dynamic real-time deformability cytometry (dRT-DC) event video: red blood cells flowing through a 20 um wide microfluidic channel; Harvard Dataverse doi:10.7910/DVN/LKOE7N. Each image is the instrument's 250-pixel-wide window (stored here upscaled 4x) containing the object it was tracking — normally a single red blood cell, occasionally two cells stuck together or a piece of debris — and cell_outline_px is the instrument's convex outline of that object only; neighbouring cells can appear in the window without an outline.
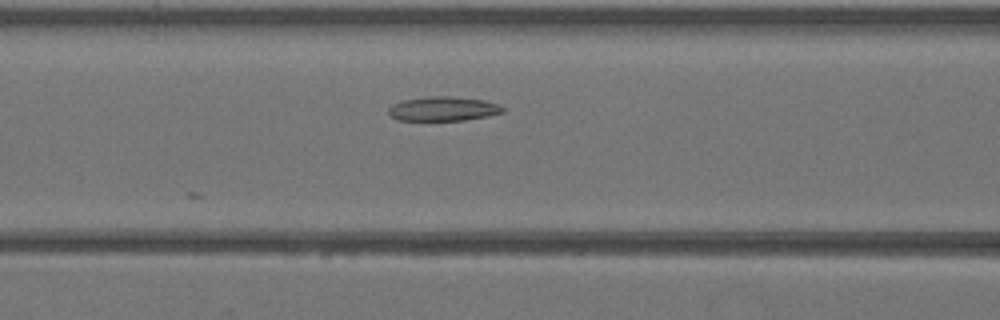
{"species": "Egyptian fruit bat (a non-hibernating species)", "species_latin": "Rousettus aegyptiacus", "temperature_condition": "warm", "stored_images_in_passage": 30, "camera_frame_rate_fps": 3000, "um_per_image_px": 0.085, "animal": {"sex": "female"}, "frame": {"image": 1, "passage_image": 11, "time_ms": 3.333, "image_size_px": [1000, 320], "cell_outline_px": [[504, 112], [488, 116], [464, 120], [396, 120], [388, 112], [388, 108], [392, 104], [404, 100], [428, 96], [452, 96], [484, 100], [500, 104], [504, 108]], "centroid_in_image_um": [37.69, 9.24], "position_along_channel_um": 128.9, "area_um2": 16.24}}
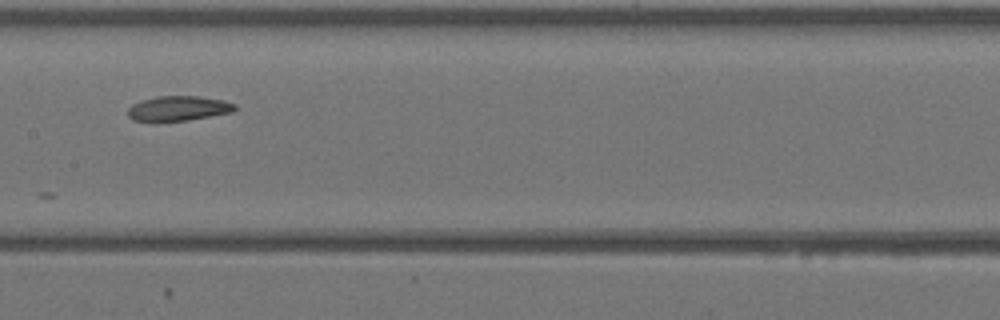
{"frame": {"image": 2, "passage_image": 15, "time_ms": 4.667, "image_size_px": [1000, 320], "cell_outline_px": [[236, 108], [232, 112], [188, 120], [156, 124], [152, 124], [132, 120], [128, 116], [128, 108], [132, 104], [140, 100], [156, 96], [200, 96], [224, 100], [236, 104]], "centroid_in_image_um": [15.08, 9.25], "position_along_channel_um": 192.3, "area_um2": 16.24}}
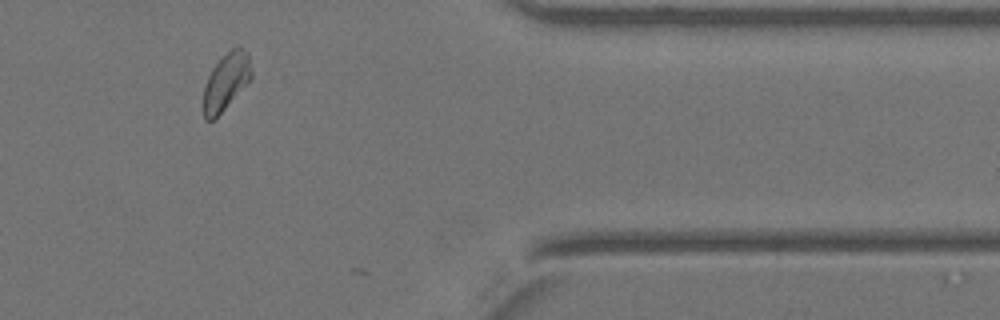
{"frame": {"image": 3, "passage_image": 29, "time_ms": 9.333, "image_size_px": [1000, 320], "cell_outline_px": [[252, 76], [224, 108], [212, 120], [204, 120], [204, 84], [212, 68], [232, 48], [240, 48], [248, 52], [252, 72]], "centroid_in_image_um": [19.2, 6.92], "position_along_channel_um": 392.2, "area_um2": 15.2}}